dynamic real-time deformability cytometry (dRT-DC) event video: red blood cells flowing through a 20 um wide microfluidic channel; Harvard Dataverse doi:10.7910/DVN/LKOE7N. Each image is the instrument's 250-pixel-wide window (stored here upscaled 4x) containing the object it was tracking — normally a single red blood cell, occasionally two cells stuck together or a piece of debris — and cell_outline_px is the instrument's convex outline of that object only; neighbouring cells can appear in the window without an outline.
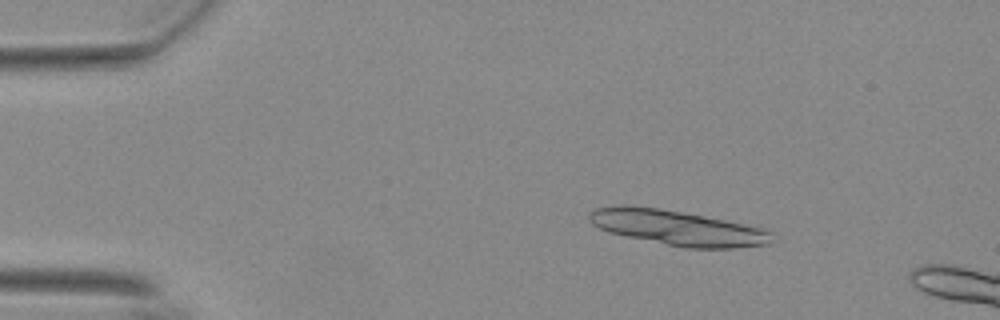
{"species": "Egyptian fruit bat (a non-hibernating species)", "species_latin": "Rousettus aegyptiacus", "temperature_condition": "warm", "stored_images_in_passage": 32, "segment_of_instrument_passage": [1, 2], "camera_frame_rate_fps": 3000, "um_per_image_px": 0.085, "animal": {"sex": "female"}, "frame": {"image": 1, "passage_image": 1, "time_ms": 0.0, "image_size_px": [1000, 320], "cell_outline_px": [[772, 232], [768, 244], [736, 248], [684, 248], [608, 232], [592, 224], [588, 220], [588, 212], [596, 208], [624, 204], [656, 208], [680, 212], [768, 228]], "centroid_in_image_um": [57.56, 19.36], "position_along_channel_um": 27.4, "area_um2": 37.11}}